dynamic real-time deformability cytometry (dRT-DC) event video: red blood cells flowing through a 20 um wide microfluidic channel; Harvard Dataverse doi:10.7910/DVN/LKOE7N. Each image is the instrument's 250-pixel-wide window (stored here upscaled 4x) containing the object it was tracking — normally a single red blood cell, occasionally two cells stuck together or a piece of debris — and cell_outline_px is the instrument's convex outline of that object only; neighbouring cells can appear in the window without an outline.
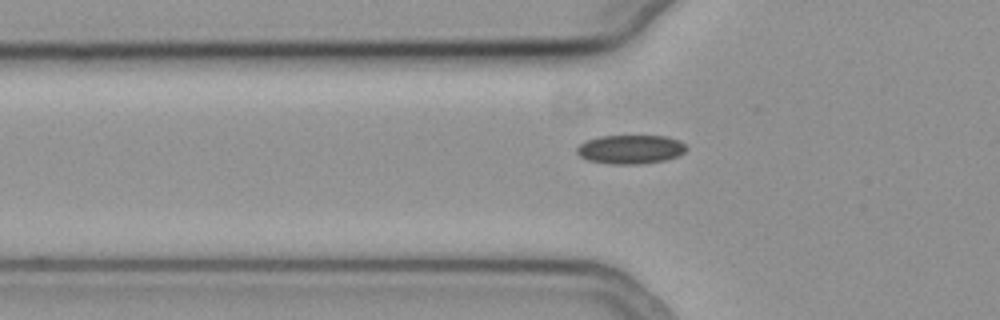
{"species": "common noctule bat (a hibernating species)", "species_latin": "Nyctalus noctula", "temperature_condition": "cold", "stored_images_in_passage": 34, "camera_frame_rate_fps": 3000, "um_per_image_px": 0.085, "animal": {"sex": "female", "body_mass_g": 19.3, "forearm_length_mm": 54.1}, "frame": {"image": 1, "passage_image": 6, "time_ms": 1.667, "image_size_px": [1000, 320], "cell_outline_px": [[688, 148], [684, 152], [676, 156], [664, 160], [640, 164], [612, 164], [588, 160], [580, 156], [576, 152], [576, 148], [580, 144], [588, 140], [600, 136], [668, 136], [680, 140]], "centroid_in_image_um": [53.6, 12.69], "position_along_channel_um": 72.2, "area_um2": 18.38}}
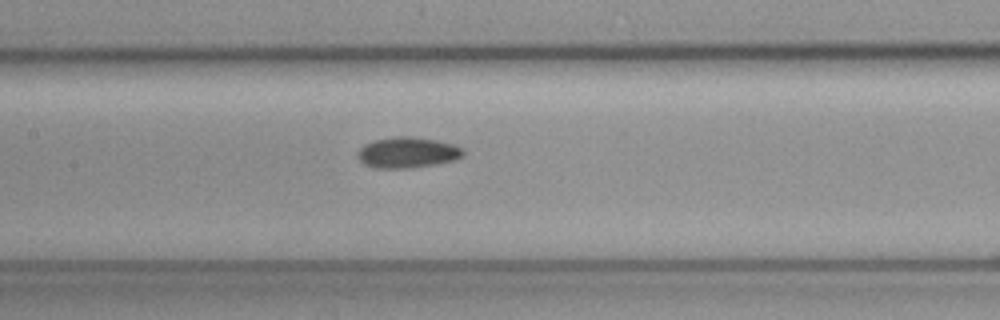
{"frame": {"image": 2, "passage_image": 14, "time_ms": 4.333, "image_size_px": [1000, 320], "cell_outline_px": [[464, 156], [456, 160], [408, 168], [372, 168], [364, 164], [356, 156], [356, 152], [364, 144], [376, 140], [396, 136], [408, 136], [436, 140], [452, 144], [460, 148], [464, 152]], "centroid_in_image_um": [34.59, 12.97], "position_along_channel_um": 172.8, "area_um2": 18.84}}
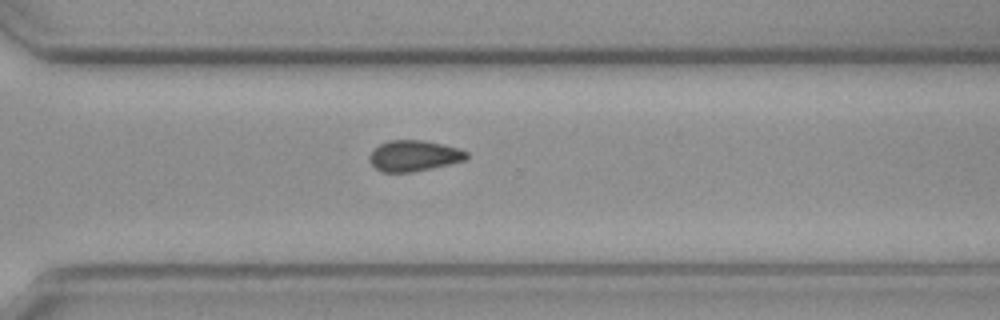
{"frame": {"image": 3, "passage_image": 27, "time_ms": 8.667, "image_size_px": [1000, 320], "cell_outline_px": [[468, 156], [464, 160], [432, 168], [412, 172], [384, 172], [376, 168], [368, 160], [368, 156], [380, 144], [388, 140], [424, 140], [444, 144], [460, 148], [468, 152]], "centroid_in_image_um": [35.19, 13.23], "position_along_channel_um": 335.4, "area_um2": 17.46}}